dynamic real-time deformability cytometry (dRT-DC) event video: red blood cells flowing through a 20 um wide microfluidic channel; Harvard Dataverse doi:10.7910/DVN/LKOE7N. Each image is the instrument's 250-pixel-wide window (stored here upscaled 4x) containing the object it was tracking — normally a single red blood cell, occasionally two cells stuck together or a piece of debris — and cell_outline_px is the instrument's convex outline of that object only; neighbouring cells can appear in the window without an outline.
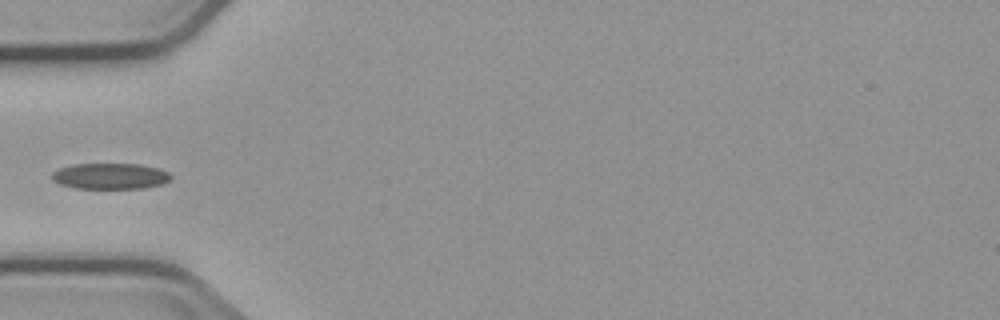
{"species": "common noctule bat (a hibernating species)", "species_latin": "Nyctalus noctula", "temperature_condition": "cold", "stored_images_in_passage": 6, "camera_frame_rate_fps": 3000, "um_per_image_px": 0.085, "animal": {"sex": "male", "body_mass_g": 23.1, "forearm_length_mm": 52.7}, "frame": {"image": 1, "passage_image": 5, "time_ms": 4.667, "image_size_px": [1000, 320], "cell_outline_px": [[172, 176], [168, 180], [160, 184], [144, 188], [72, 188], [60, 184], [52, 180], [52, 172], [60, 168], [72, 164], [140, 164], [160, 168], [168, 172]], "centroid_in_image_um": [9.35, 14.96], "position_along_channel_um": 75.7, "area_um2": 17.98}}
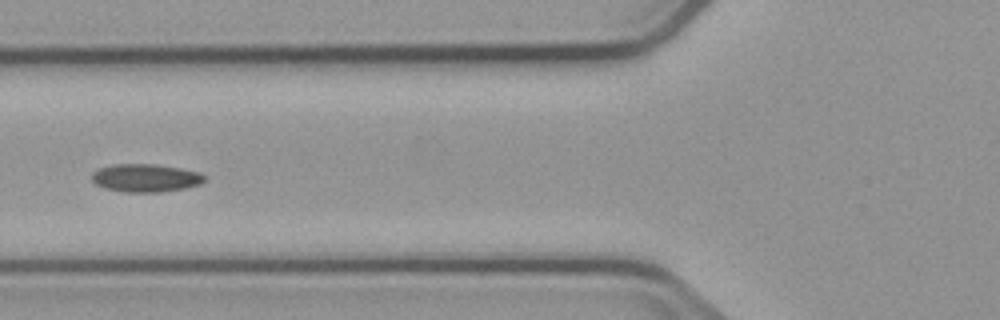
{"frame": {"image": 2, "passage_image": 6, "time_ms": 5.667, "image_size_px": [1000, 320], "cell_outline_px": [[208, 176], [200, 184], [184, 188], [160, 192], [124, 192], [104, 188], [96, 184], [92, 180], [92, 172], [100, 168], [112, 164], [156, 164], [180, 168], [200, 172]], "centroid_in_image_um": [12.39, 15.12], "position_along_channel_um": 113.4, "area_um2": 18.5}}